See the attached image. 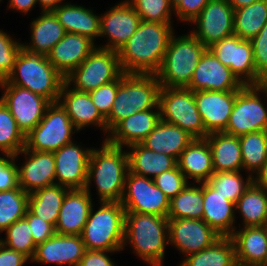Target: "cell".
<instances>
[{
  "mask_svg": "<svg viewBox=\"0 0 267 266\" xmlns=\"http://www.w3.org/2000/svg\"><path fill=\"white\" fill-rule=\"evenodd\" d=\"M75 131L78 132L66 110L59 102L51 103L42 120L26 135L25 149L55 152L64 145L73 142L72 134Z\"/></svg>",
  "mask_w": 267,
  "mask_h": 266,
  "instance_id": "11",
  "label": "cell"
},
{
  "mask_svg": "<svg viewBox=\"0 0 267 266\" xmlns=\"http://www.w3.org/2000/svg\"><path fill=\"white\" fill-rule=\"evenodd\" d=\"M153 181L170 200L189 184L188 179L177 165L156 176Z\"/></svg>",
  "mask_w": 267,
  "mask_h": 266,
  "instance_id": "48",
  "label": "cell"
},
{
  "mask_svg": "<svg viewBox=\"0 0 267 266\" xmlns=\"http://www.w3.org/2000/svg\"><path fill=\"white\" fill-rule=\"evenodd\" d=\"M161 84L156 75H120L117 96L110 115L106 118L107 134L123 119L149 109L159 108Z\"/></svg>",
  "mask_w": 267,
  "mask_h": 266,
  "instance_id": "4",
  "label": "cell"
},
{
  "mask_svg": "<svg viewBox=\"0 0 267 266\" xmlns=\"http://www.w3.org/2000/svg\"><path fill=\"white\" fill-rule=\"evenodd\" d=\"M69 190L58 184L38 189L29 194L28 210L55 227L64 197Z\"/></svg>",
  "mask_w": 267,
  "mask_h": 266,
  "instance_id": "35",
  "label": "cell"
},
{
  "mask_svg": "<svg viewBox=\"0 0 267 266\" xmlns=\"http://www.w3.org/2000/svg\"><path fill=\"white\" fill-rule=\"evenodd\" d=\"M9 8L27 14L37 4V0H9Z\"/></svg>",
  "mask_w": 267,
  "mask_h": 266,
  "instance_id": "55",
  "label": "cell"
},
{
  "mask_svg": "<svg viewBox=\"0 0 267 266\" xmlns=\"http://www.w3.org/2000/svg\"><path fill=\"white\" fill-rule=\"evenodd\" d=\"M177 166L187 178L195 183L206 182L215 172L212 153L206 139H194L177 159Z\"/></svg>",
  "mask_w": 267,
  "mask_h": 266,
  "instance_id": "30",
  "label": "cell"
},
{
  "mask_svg": "<svg viewBox=\"0 0 267 266\" xmlns=\"http://www.w3.org/2000/svg\"><path fill=\"white\" fill-rule=\"evenodd\" d=\"M63 0H37L38 4L41 5L42 11H53L56 9Z\"/></svg>",
  "mask_w": 267,
  "mask_h": 266,
  "instance_id": "57",
  "label": "cell"
},
{
  "mask_svg": "<svg viewBox=\"0 0 267 266\" xmlns=\"http://www.w3.org/2000/svg\"><path fill=\"white\" fill-rule=\"evenodd\" d=\"M206 182L224 198L236 203L252 184L253 177L248 174L244 180L240 171L214 172Z\"/></svg>",
  "mask_w": 267,
  "mask_h": 266,
  "instance_id": "43",
  "label": "cell"
},
{
  "mask_svg": "<svg viewBox=\"0 0 267 266\" xmlns=\"http://www.w3.org/2000/svg\"><path fill=\"white\" fill-rule=\"evenodd\" d=\"M171 24L141 21L135 33L117 51L122 72L156 75L174 32Z\"/></svg>",
  "mask_w": 267,
  "mask_h": 266,
  "instance_id": "1",
  "label": "cell"
},
{
  "mask_svg": "<svg viewBox=\"0 0 267 266\" xmlns=\"http://www.w3.org/2000/svg\"><path fill=\"white\" fill-rule=\"evenodd\" d=\"M59 23L68 33L88 37L93 42L100 37V16L81 5L64 3L53 10Z\"/></svg>",
  "mask_w": 267,
  "mask_h": 266,
  "instance_id": "32",
  "label": "cell"
},
{
  "mask_svg": "<svg viewBox=\"0 0 267 266\" xmlns=\"http://www.w3.org/2000/svg\"><path fill=\"white\" fill-rule=\"evenodd\" d=\"M25 154L27 160L18 168V185L28 194L56 184L53 152L22 149L14 158Z\"/></svg>",
  "mask_w": 267,
  "mask_h": 266,
  "instance_id": "21",
  "label": "cell"
},
{
  "mask_svg": "<svg viewBox=\"0 0 267 266\" xmlns=\"http://www.w3.org/2000/svg\"><path fill=\"white\" fill-rule=\"evenodd\" d=\"M267 23V0L234 10V35L251 40Z\"/></svg>",
  "mask_w": 267,
  "mask_h": 266,
  "instance_id": "38",
  "label": "cell"
},
{
  "mask_svg": "<svg viewBox=\"0 0 267 266\" xmlns=\"http://www.w3.org/2000/svg\"><path fill=\"white\" fill-rule=\"evenodd\" d=\"M168 218L154 214L126 212L123 247L129 243L133 251L150 266H163L169 244Z\"/></svg>",
  "mask_w": 267,
  "mask_h": 266,
  "instance_id": "3",
  "label": "cell"
},
{
  "mask_svg": "<svg viewBox=\"0 0 267 266\" xmlns=\"http://www.w3.org/2000/svg\"><path fill=\"white\" fill-rule=\"evenodd\" d=\"M26 145V136L18 128L8 107L0 99V152L15 156Z\"/></svg>",
  "mask_w": 267,
  "mask_h": 266,
  "instance_id": "42",
  "label": "cell"
},
{
  "mask_svg": "<svg viewBox=\"0 0 267 266\" xmlns=\"http://www.w3.org/2000/svg\"><path fill=\"white\" fill-rule=\"evenodd\" d=\"M127 148L130 149L127 152L129 171L134 174L154 179L164 171L170 170L177 165V160L174 157L154 152L146 148L142 143H135Z\"/></svg>",
  "mask_w": 267,
  "mask_h": 266,
  "instance_id": "34",
  "label": "cell"
},
{
  "mask_svg": "<svg viewBox=\"0 0 267 266\" xmlns=\"http://www.w3.org/2000/svg\"><path fill=\"white\" fill-rule=\"evenodd\" d=\"M243 169L252 177L267 160V130L251 132L239 137Z\"/></svg>",
  "mask_w": 267,
  "mask_h": 266,
  "instance_id": "40",
  "label": "cell"
},
{
  "mask_svg": "<svg viewBox=\"0 0 267 266\" xmlns=\"http://www.w3.org/2000/svg\"><path fill=\"white\" fill-rule=\"evenodd\" d=\"M80 235H60L55 233L43 243L37 244L32 262L56 263L60 266H78L86 252Z\"/></svg>",
  "mask_w": 267,
  "mask_h": 266,
  "instance_id": "22",
  "label": "cell"
},
{
  "mask_svg": "<svg viewBox=\"0 0 267 266\" xmlns=\"http://www.w3.org/2000/svg\"><path fill=\"white\" fill-rule=\"evenodd\" d=\"M236 262L247 266H267L266 226L241 227L231 236Z\"/></svg>",
  "mask_w": 267,
  "mask_h": 266,
  "instance_id": "28",
  "label": "cell"
},
{
  "mask_svg": "<svg viewBox=\"0 0 267 266\" xmlns=\"http://www.w3.org/2000/svg\"><path fill=\"white\" fill-rule=\"evenodd\" d=\"M235 203L227 200L203 182V217L204 220L221 237H231L235 230Z\"/></svg>",
  "mask_w": 267,
  "mask_h": 266,
  "instance_id": "27",
  "label": "cell"
},
{
  "mask_svg": "<svg viewBox=\"0 0 267 266\" xmlns=\"http://www.w3.org/2000/svg\"><path fill=\"white\" fill-rule=\"evenodd\" d=\"M182 0H169L171 6L175 9Z\"/></svg>",
  "mask_w": 267,
  "mask_h": 266,
  "instance_id": "59",
  "label": "cell"
},
{
  "mask_svg": "<svg viewBox=\"0 0 267 266\" xmlns=\"http://www.w3.org/2000/svg\"><path fill=\"white\" fill-rule=\"evenodd\" d=\"M69 88L70 85L64 82L58 102L66 110L76 130H82L92 124L103 130L104 134L107 133L106 119L92 102L89 92Z\"/></svg>",
  "mask_w": 267,
  "mask_h": 266,
  "instance_id": "23",
  "label": "cell"
},
{
  "mask_svg": "<svg viewBox=\"0 0 267 266\" xmlns=\"http://www.w3.org/2000/svg\"><path fill=\"white\" fill-rule=\"evenodd\" d=\"M86 36L66 32L47 55L50 63L66 78L75 70L96 47Z\"/></svg>",
  "mask_w": 267,
  "mask_h": 266,
  "instance_id": "24",
  "label": "cell"
},
{
  "mask_svg": "<svg viewBox=\"0 0 267 266\" xmlns=\"http://www.w3.org/2000/svg\"><path fill=\"white\" fill-rule=\"evenodd\" d=\"M126 212L168 217L170 199L155 185L153 179L128 172L121 199Z\"/></svg>",
  "mask_w": 267,
  "mask_h": 266,
  "instance_id": "12",
  "label": "cell"
},
{
  "mask_svg": "<svg viewBox=\"0 0 267 266\" xmlns=\"http://www.w3.org/2000/svg\"><path fill=\"white\" fill-rule=\"evenodd\" d=\"M5 231L6 238H0V242L31 260L35 253L36 244L27 219L24 217L15 221Z\"/></svg>",
  "mask_w": 267,
  "mask_h": 266,
  "instance_id": "44",
  "label": "cell"
},
{
  "mask_svg": "<svg viewBox=\"0 0 267 266\" xmlns=\"http://www.w3.org/2000/svg\"><path fill=\"white\" fill-rule=\"evenodd\" d=\"M207 140L215 172L243 170L241 147L239 137L225 132L208 134Z\"/></svg>",
  "mask_w": 267,
  "mask_h": 266,
  "instance_id": "33",
  "label": "cell"
},
{
  "mask_svg": "<svg viewBox=\"0 0 267 266\" xmlns=\"http://www.w3.org/2000/svg\"><path fill=\"white\" fill-rule=\"evenodd\" d=\"M6 81L54 103L58 102L65 78L50 63L47 56L31 54L22 48Z\"/></svg>",
  "mask_w": 267,
  "mask_h": 266,
  "instance_id": "5",
  "label": "cell"
},
{
  "mask_svg": "<svg viewBox=\"0 0 267 266\" xmlns=\"http://www.w3.org/2000/svg\"><path fill=\"white\" fill-rule=\"evenodd\" d=\"M92 148H82L74 142L53 152L56 184L68 189H85Z\"/></svg>",
  "mask_w": 267,
  "mask_h": 266,
  "instance_id": "17",
  "label": "cell"
},
{
  "mask_svg": "<svg viewBox=\"0 0 267 266\" xmlns=\"http://www.w3.org/2000/svg\"><path fill=\"white\" fill-rule=\"evenodd\" d=\"M141 18L125 0L100 15V37L108 38L102 48L118 51L137 30ZM107 35V36H106Z\"/></svg>",
  "mask_w": 267,
  "mask_h": 266,
  "instance_id": "19",
  "label": "cell"
},
{
  "mask_svg": "<svg viewBox=\"0 0 267 266\" xmlns=\"http://www.w3.org/2000/svg\"><path fill=\"white\" fill-rule=\"evenodd\" d=\"M168 228L169 244L185 257L209 247L221 237L202 219H169Z\"/></svg>",
  "mask_w": 267,
  "mask_h": 266,
  "instance_id": "16",
  "label": "cell"
},
{
  "mask_svg": "<svg viewBox=\"0 0 267 266\" xmlns=\"http://www.w3.org/2000/svg\"><path fill=\"white\" fill-rule=\"evenodd\" d=\"M234 266H247V265H243V264H240V263L236 262Z\"/></svg>",
  "mask_w": 267,
  "mask_h": 266,
  "instance_id": "60",
  "label": "cell"
},
{
  "mask_svg": "<svg viewBox=\"0 0 267 266\" xmlns=\"http://www.w3.org/2000/svg\"><path fill=\"white\" fill-rule=\"evenodd\" d=\"M207 49L192 33L178 37L173 33L156 74L161 87H186Z\"/></svg>",
  "mask_w": 267,
  "mask_h": 266,
  "instance_id": "7",
  "label": "cell"
},
{
  "mask_svg": "<svg viewBox=\"0 0 267 266\" xmlns=\"http://www.w3.org/2000/svg\"><path fill=\"white\" fill-rule=\"evenodd\" d=\"M31 23V43H22V48L31 54L47 56L66 31L53 11H41Z\"/></svg>",
  "mask_w": 267,
  "mask_h": 266,
  "instance_id": "29",
  "label": "cell"
},
{
  "mask_svg": "<svg viewBox=\"0 0 267 266\" xmlns=\"http://www.w3.org/2000/svg\"><path fill=\"white\" fill-rule=\"evenodd\" d=\"M142 21L172 23L174 8L169 0H126ZM173 11V12H172Z\"/></svg>",
  "mask_w": 267,
  "mask_h": 266,
  "instance_id": "45",
  "label": "cell"
},
{
  "mask_svg": "<svg viewBox=\"0 0 267 266\" xmlns=\"http://www.w3.org/2000/svg\"><path fill=\"white\" fill-rule=\"evenodd\" d=\"M119 84L120 76L116 80L89 92L92 102L105 119L110 115Z\"/></svg>",
  "mask_w": 267,
  "mask_h": 266,
  "instance_id": "49",
  "label": "cell"
},
{
  "mask_svg": "<svg viewBox=\"0 0 267 266\" xmlns=\"http://www.w3.org/2000/svg\"><path fill=\"white\" fill-rule=\"evenodd\" d=\"M15 160L16 158L9 155L0 157V191H9L19 186Z\"/></svg>",
  "mask_w": 267,
  "mask_h": 266,
  "instance_id": "50",
  "label": "cell"
},
{
  "mask_svg": "<svg viewBox=\"0 0 267 266\" xmlns=\"http://www.w3.org/2000/svg\"><path fill=\"white\" fill-rule=\"evenodd\" d=\"M243 84L207 49L193 71L190 83L192 91H238Z\"/></svg>",
  "mask_w": 267,
  "mask_h": 266,
  "instance_id": "18",
  "label": "cell"
},
{
  "mask_svg": "<svg viewBox=\"0 0 267 266\" xmlns=\"http://www.w3.org/2000/svg\"><path fill=\"white\" fill-rule=\"evenodd\" d=\"M117 251L86 250L78 266H115L108 253Z\"/></svg>",
  "mask_w": 267,
  "mask_h": 266,
  "instance_id": "53",
  "label": "cell"
},
{
  "mask_svg": "<svg viewBox=\"0 0 267 266\" xmlns=\"http://www.w3.org/2000/svg\"><path fill=\"white\" fill-rule=\"evenodd\" d=\"M157 110V111H156ZM160 109H149L135 113L120 121L108 134L105 140L114 146L128 147L141 143L160 121Z\"/></svg>",
  "mask_w": 267,
  "mask_h": 266,
  "instance_id": "26",
  "label": "cell"
},
{
  "mask_svg": "<svg viewBox=\"0 0 267 266\" xmlns=\"http://www.w3.org/2000/svg\"><path fill=\"white\" fill-rule=\"evenodd\" d=\"M160 119L180 127L195 139H205L206 130L194 99L187 87H161L159 93Z\"/></svg>",
  "mask_w": 267,
  "mask_h": 266,
  "instance_id": "8",
  "label": "cell"
},
{
  "mask_svg": "<svg viewBox=\"0 0 267 266\" xmlns=\"http://www.w3.org/2000/svg\"><path fill=\"white\" fill-rule=\"evenodd\" d=\"M191 24L197 27L191 33L209 48L234 35V9L228 0H210Z\"/></svg>",
  "mask_w": 267,
  "mask_h": 266,
  "instance_id": "15",
  "label": "cell"
},
{
  "mask_svg": "<svg viewBox=\"0 0 267 266\" xmlns=\"http://www.w3.org/2000/svg\"><path fill=\"white\" fill-rule=\"evenodd\" d=\"M27 260H30L27 256L0 242V266H23Z\"/></svg>",
  "mask_w": 267,
  "mask_h": 266,
  "instance_id": "54",
  "label": "cell"
},
{
  "mask_svg": "<svg viewBox=\"0 0 267 266\" xmlns=\"http://www.w3.org/2000/svg\"><path fill=\"white\" fill-rule=\"evenodd\" d=\"M99 203L96 212L92 206L80 236L87 250L119 252L124 248L126 211L120 202Z\"/></svg>",
  "mask_w": 267,
  "mask_h": 266,
  "instance_id": "6",
  "label": "cell"
},
{
  "mask_svg": "<svg viewBox=\"0 0 267 266\" xmlns=\"http://www.w3.org/2000/svg\"><path fill=\"white\" fill-rule=\"evenodd\" d=\"M257 1H260V0H228V2L230 3V5L233 7L234 10L247 7L250 4L257 2Z\"/></svg>",
  "mask_w": 267,
  "mask_h": 266,
  "instance_id": "58",
  "label": "cell"
},
{
  "mask_svg": "<svg viewBox=\"0 0 267 266\" xmlns=\"http://www.w3.org/2000/svg\"><path fill=\"white\" fill-rule=\"evenodd\" d=\"M235 244L231 237H220L209 247L186 256L180 266H234Z\"/></svg>",
  "mask_w": 267,
  "mask_h": 266,
  "instance_id": "36",
  "label": "cell"
},
{
  "mask_svg": "<svg viewBox=\"0 0 267 266\" xmlns=\"http://www.w3.org/2000/svg\"><path fill=\"white\" fill-rule=\"evenodd\" d=\"M122 73L117 51L96 46L65 82L73 84L75 90L90 92L116 80Z\"/></svg>",
  "mask_w": 267,
  "mask_h": 266,
  "instance_id": "10",
  "label": "cell"
},
{
  "mask_svg": "<svg viewBox=\"0 0 267 266\" xmlns=\"http://www.w3.org/2000/svg\"><path fill=\"white\" fill-rule=\"evenodd\" d=\"M28 202L29 194L20 186L0 191V232H5L12 223L25 217Z\"/></svg>",
  "mask_w": 267,
  "mask_h": 266,
  "instance_id": "41",
  "label": "cell"
},
{
  "mask_svg": "<svg viewBox=\"0 0 267 266\" xmlns=\"http://www.w3.org/2000/svg\"><path fill=\"white\" fill-rule=\"evenodd\" d=\"M0 87L4 89V94L0 99L8 107L18 128L26 136L42 120L51 102L30 90L11 85L7 81L1 82Z\"/></svg>",
  "mask_w": 267,
  "mask_h": 266,
  "instance_id": "13",
  "label": "cell"
},
{
  "mask_svg": "<svg viewBox=\"0 0 267 266\" xmlns=\"http://www.w3.org/2000/svg\"><path fill=\"white\" fill-rule=\"evenodd\" d=\"M210 0H182L174 9V14L181 21L191 23L204 9Z\"/></svg>",
  "mask_w": 267,
  "mask_h": 266,
  "instance_id": "52",
  "label": "cell"
},
{
  "mask_svg": "<svg viewBox=\"0 0 267 266\" xmlns=\"http://www.w3.org/2000/svg\"><path fill=\"white\" fill-rule=\"evenodd\" d=\"M201 184V185H200ZM203 182L199 186L188 184L170 200L168 219H202Z\"/></svg>",
  "mask_w": 267,
  "mask_h": 266,
  "instance_id": "39",
  "label": "cell"
},
{
  "mask_svg": "<svg viewBox=\"0 0 267 266\" xmlns=\"http://www.w3.org/2000/svg\"><path fill=\"white\" fill-rule=\"evenodd\" d=\"M93 206L91 192L71 189L63 200L55 232L60 235H81Z\"/></svg>",
  "mask_w": 267,
  "mask_h": 266,
  "instance_id": "25",
  "label": "cell"
},
{
  "mask_svg": "<svg viewBox=\"0 0 267 266\" xmlns=\"http://www.w3.org/2000/svg\"><path fill=\"white\" fill-rule=\"evenodd\" d=\"M21 49L22 43L0 30V83L9 77Z\"/></svg>",
  "mask_w": 267,
  "mask_h": 266,
  "instance_id": "46",
  "label": "cell"
},
{
  "mask_svg": "<svg viewBox=\"0 0 267 266\" xmlns=\"http://www.w3.org/2000/svg\"><path fill=\"white\" fill-rule=\"evenodd\" d=\"M259 92L266 94V97L267 84L243 85L236 91V100L225 133L240 137L267 130V108L261 101Z\"/></svg>",
  "mask_w": 267,
  "mask_h": 266,
  "instance_id": "9",
  "label": "cell"
},
{
  "mask_svg": "<svg viewBox=\"0 0 267 266\" xmlns=\"http://www.w3.org/2000/svg\"><path fill=\"white\" fill-rule=\"evenodd\" d=\"M188 132L177 125L160 120L153 131L141 142L154 152L167 154L176 160L194 140Z\"/></svg>",
  "mask_w": 267,
  "mask_h": 266,
  "instance_id": "31",
  "label": "cell"
},
{
  "mask_svg": "<svg viewBox=\"0 0 267 266\" xmlns=\"http://www.w3.org/2000/svg\"><path fill=\"white\" fill-rule=\"evenodd\" d=\"M237 210L243 218V227L266 226L267 192L252 182L235 203V211Z\"/></svg>",
  "mask_w": 267,
  "mask_h": 266,
  "instance_id": "37",
  "label": "cell"
},
{
  "mask_svg": "<svg viewBox=\"0 0 267 266\" xmlns=\"http://www.w3.org/2000/svg\"><path fill=\"white\" fill-rule=\"evenodd\" d=\"M208 49L224 66L230 68L243 85H257V73L250 40L232 35L215 42Z\"/></svg>",
  "mask_w": 267,
  "mask_h": 266,
  "instance_id": "14",
  "label": "cell"
},
{
  "mask_svg": "<svg viewBox=\"0 0 267 266\" xmlns=\"http://www.w3.org/2000/svg\"><path fill=\"white\" fill-rule=\"evenodd\" d=\"M194 99L206 136L224 132L236 100V91H194Z\"/></svg>",
  "mask_w": 267,
  "mask_h": 266,
  "instance_id": "20",
  "label": "cell"
},
{
  "mask_svg": "<svg viewBox=\"0 0 267 266\" xmlns=\"http://www.w3.org/2000/svg\"><path fill=\"white\" fill-rule=\"evenodd\" d=\"M25 218L28 221L36 245L45 242L56 233L55 227L51 223L35 216L29 210H27Z\"/></svg>",
  "mask_w": 267,
  "mask_h": 266,
  "instance_id": "51",
  "label": "cell"
},
{
  "mask_svg": "<svg viewBox=\"0 0 267 266\" xmlns=\"http://www.w3.org/2000/svg\"><path fill=\"white\" fill-rule=\"evenodd\" d=\"M127 152L122 147L109 144L105 139L100 149L92 148L86 191L90 193V183L94 179L99 201L121 202L129 172Z\"/></svg>",
  "mask_w": 267,
  "mask_h": 266,
  "instance_id": "2",
  "label": "cell"
},
{
  "mask_svg": "<svg viewBox=\"0 0 267 266\" xmlns=\"http://www.w3.org/2000/svg\"><path fill=\"white\" fill-rule=\"evenodd\" d=\"M253 182L267 192V160L253 177Z\"/></svg>",
  "mask_w": 267,
  "mask_h": 266,
  "instance_id": "56",
  "label": "cell"
},
{
  "mask_svg": "<svg viewBox=\"0 0 267 266\" xmlns=\"http://www.w3.org/2000/svg\"><path fill=\"white\" fill-rule=\"evenodd\" d=\"M250 41L257 73V85L267 84V23Z\"/></svg>",
  "mask_w": 267,
  "mask_h": 266,
  "instance_id": "47",
  "label": "cell"
}]
</instances>
